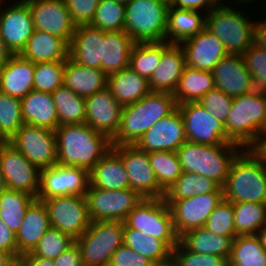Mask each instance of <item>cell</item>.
I'll list each match as a JSON object with an SVG mask.
<instances>
[{
	"label": "cell",
	"instance_id": "obj_9",
	"mask_svg": "<svg viewBox=\"0 0 266 266\" xmlns=\"http://www.w3.org/2000/svg\"><path fill=\"white\" fill-rule=\"evenodd\" d=\"M124 241V222H91L75 242L82 253L84 266H108L112 254Z\"/></svg>",
	"mask_w": 266,
	"mask_h": 266
},
{
	"label": "cell",
	"instance_id": "obj_67",
	"mask_svg": "<svg viewBox=\"0 0 266 266\" xmlns=\"http://www.w3.org/2000/svg\"><path fill=\"white\" fill-rule=\"evenodd\" d=\"M115 1H117V2H119V3H122V4H128L129 2H131L132 0H115Z\"/></svg>",
	"mask_w": 266,
	"mask_h": 266
},
{
	"label": "cell",
	"instance_id": "obj_16",
	"mask_svg": "<svg viewBox=\"0 0 266 266\" xmlns=\"http://www.w3.org/2000/svg\"><path fill=\"white\" fill-rule=\"evenodd\" d=\"M223 198V191H215L186 199L165 200L170 208L177 235L180 237L189 230L204 227L211 212Z\"/></svg>",
	"mask_w": 266,
	"mask_h": 266
},
{
	"label": "cell",
	"instance_id": "obj_55",
	"mask_svg": "<svg viewBox=\"0 0 266 266\" xmlns=\"http://www.w3.org/2000/svg\"><path fill=\"white\" fill-rule=\"evenodd\" d=\"M53 262L54 266H84L82 253L76 242L55 258Z\"/></svg>",
	"mask_w": 266,
	"mask_h": 266
},
{
	"label": "cell",
	"instance_id": "obj_24",
	"mask_svg": "<svg viewBox=\"0 0 266 266\" xmlns=\"http://www.w3.org/2000/svg\"><path fill=\"white\" fill-rule=\"evenodd\" d=\"M185 66V55L180 44L163 41L159 66L148 80L150 91L173 94Z\"/></svg>",
	"mask_w": 266,
	"mask_h": 266
},
{
	"label": "cell",
	"instance_id": "obj_69",
	"mask_svg": "<svg viewBox=\"0 0 266 266\" xmlns=\"http://www.w3.org/2000/svg\"><path fill=\"white\" fill-rule=\"evenodd\" d=\"M225 266H235V265H233V264H231V263H229V262L227 261V263H226Z\"/></svg>",
	"mask_w": 266,
	"mask_h": 266
},
{
	"label": "cell",
	"instance_id": "obj_33",
	"mask_svg": "<svg viewBox=\"0 0 266 266\" xmlns=\"http://www.w3.org/2000/svg\"><path fill=\"white\" fill-rule=\"evenodd\" d=\"M205 28L204 16L200 11L177 9L169 5L165 41L180 44Z\"/></svg>",
	"mask_w": 266,
	"mask_h": 266
},
{
	"label": "cell",
	"instance_id": "obj_44",
	"mask_svg": "<svg viewBox=\"0 0 266 266\" xmlns=\"http://www.w3.org/2000/svg\"><path fill=\"white\" fill-rule=\"evenodd\" d=\"M148 157L159 186L166 192L183 173L176 152H148Z\"/></svg>",
	"mask_w": 266,
	"mask_h": 266
},
{
	"label": "cell",
	"instance_id": "obj_58",
	"mask_svg": "<svg viewBox=\"0 0 266 266\" xmlns=\"http://www.w3.org/2000/svg\"><path fill=\"white\" fill-rule=\"evenodd\" d=\"M19 266H54V262L47 258L35 256L29 252L20 257Z\"/></svg>",
	"mask_w": 266,
	"mask_h": 266
},
{
	"label": "cell",
	"instance_id": "obj_66",
	"mask_svg": "<svg viewBox=\"0 0 266 266\" xmlns=\"http://www.w3.org/2000/svg\"><path fill=\"white\" fill-rule=\"evenodd\" d=\"M250 1L253 2V1H255V0H237L236 2H237L238 5H239L240 3H241V4H242V3L244 4V2H245V4H246V3H249Z\"/></svg>",
	"mask_w": 266,
	"mask_h": 266
},
{
	"label": "cell",
	"instance_id": "obj_30",
	"mask_svg": "<svg viewBox=\"0 0 266 266\" xmlns=\"http://www.w3.org/2000/svg\"><path fill=\"white\" fill-rule=\"evenodd\" d=\"M21 114L24 124L53 131L59 127L56 106L49 93L30 91L21 99Z\"/></svg>",
	"mask_w": 266,
	"mask_h": 266
},
{
	"label": "cell",
	"instance_id": "obj_27",
	"mask_svg": "<svg viewBox=\"0 0 266 266\" xmlns=\"http://www.w3.org/2000/svg\"><path fill=\"white\" fill-rule=\"evenodd\" d=\"M35 63L13 54L0 70V92L22 99L34 90Z\"/></svg>",
	"mask_w": 266,
	"mask_h": 266
},
{
	"label": "cell",
	"instance_id": "obj_21",
	"mask_svg": "<svg viewBox=\"0 0 266 266\" xmlns=\"http://www.w3.org/2000/svg\"><path fill=\"white\" fill-rule=\"evenodd\" d=\"M0 11V37L12 54H19L35 30L30 7L20 0Z\"/></svg>",
	"mask_w": 266,
	"mask_h": 266
},
{
	"label": "cell",
	"instance_id": "obj_25",
	"mask_svg": "<svg viewBox=\"0 0 266 266\" xmlns=\"http://www.w3.org/2000/svg\"><path fill=\"white\" fill-rule=\"evenodd\" d=\"M103 43V30L78 25L69 45V57L80 65L102 70Z\"/></svg>",
	"mask_w": 266,
	"mask_h": 266
},
{
	"label": "cell",
	"instance_id": "obj_56",
	"mask_svg": "<svg viewBox=\"0 0 266 266\" xmlns=\"http://www.w3.org/2000/svg\"><path fill=\"white\" fill-rule=\"evenodd\" d=\"M0 250L12 254L17 259L15 234L0 219Z\"/></svg>",
	"mask_w": 266,
	"mask_h": 266
},
{
	"label": "cell",
	"instance_id": "obj_68",
	"mask_svg": "<svg viewBox=\"0 0 266 266\" xmlns=\"http://www.w3.org/2000/svg\"><path fill=\"white\" fill-rule=\"evenodd\" d=\"M215 5L221 4L223 0H211Z\"/></svg>",
	"mask_w": 266,
	"mask_h": 266
},
{
	"label": "cell",
	"instance_id": "obj_60",
	"mask_svg": "<svg viewBox=\"0 0 266 266\" xmlns=\"http://www.w3.org/2000/svg\"><path fill=\"white\" fill-rule=\"evenodd\" d=\"M0 266H19V261L12 254L0 250Z\"/></svg>",
	"mask_w": 266,
	"mask_h": 266
},
{
	"label": "cell",
	"instance_id": "obj_4",
	"mask_svg": "<svg viewBox=\"0 0 266 266\" xmlns=\"http://www.w3.org/2000/svg\"><path fill=\"white\" fill-rule=\"evenodd\" d=\"M176 108L177 103L173 94L159 92H150L139 101L124 106L121 124L111 140V146L135 145L148 129Z\"/></svg>",
	"mask_w": 266,
	"mask_h": 266
},
{
	"label": "cell",
	"instance_id": "obj_62",
	"mask_svg": "<svg viewBox=\"0 0 266 266\" xmlns=\"http://www.w3.org/2000/svg\"><path fill=\"white\" fill-rule=\"evenodd\" d=\"M257 236L259 237L262 245L266 249V225L258 232Z\"/></svg>",
	"mask_w": 266,
	"mask_h": 266
},
{
	"label": "cell",
	"instance_id": "obj_49",
	"mask_svg": "<svg viewBox=\"0 0 266 266\" xmlns=\"http://www.w3.org/2000/svg\"><path fill=\"white\" fill-rule=\"evenodd\" d=\"M74 242L75 240L68 234L50 227L40 238L38 245L31 253L41 258L54 260Z\"/></svg>",
	"mask_w": 266,
	"mask_h": 266
},
{
	"label": "cell",
	"instance_id": "obj_7",
	"mask_svg": "<svg viewBox=\"0 0 266 266\" xmlns=\"http://www.w3.org/2000/svg\"><path fill=\"white\" fill-rule=\"evenodd\" d=\"M170 2L132 0L126 4L124 31L135 43L163 42Z\"/></svg>",
	"mask_w": 266,
	"mask_h": 266
},
{
	"label": "cell",
	"instance_id": "obj_40",
	"mask_svg": "<svg viewBox=\"0 0 266 266\" xmlns=\"http://www.w3.org/2000/svg\"><path fill=\"white\" fill-rule=\"evenodd\" d=\"M223 188L214 180L195 173L184 172L165 192L164 200H180L200 196Z\"/></svg>",
	"mask_w": 266,
	"mask_h": 266
},
{
	"label": "cell",
	"instance_id": "obj_43",
	"mask_svg": "<svg viewBox=\"0 0 266 266\" xmlns=\"http://www.w3.org/2000/svg\"><path fill=\"white\" fill-rule=\"evenodd\" d=\"M162 42L135 43L131 49L129 67L149 80L159 66Z\"/></svg>",
	"mask_w": 266,
	"mask_h": 266
},
{
	"label": "cell",
	"instance_id": "obj_2",
	"mask_svg": "<svg viewBox=\"0 0 266 266\" xmlns=\"http://www.w3.org/2000/svg\"><path fill=\"white\" fill-rule=\"evenodd\" d=\"M224 199L232 203L266 204V161L255 148H244L230 165L223 185Z\"/></svg>",
	"mask_w": 266,
	"mask_h": 266
},
{
	"label": "cell",
	"instance_id": "obj_42",
	"mask_svg": "<svg viewBox=\"0 0 266 266\" xmlns=\"http://www.w3.org/2000/svg\"><path fill=\"white\" fill-rule=\"evenodd\" d=\"M234 227L237 236L257 235L266 225V204L233 203Z\"/></svg>",
	"mask_w": 266,
	"mask_h": 266
},
{
	"label": "cell",
	"instance_id": "obj_18",
	"mask_svg": "<svg viewBox=\"0 0 266 266\" xmlns=\"http://www.w3.org/2000/svg\"><path fill=\"white\" fill-rule=\"evenodd\" d=\"M31 10L35 30L63 38L69 45L77 28L64 0H25Z\"/></svg>",
	"mask_w": 266,
	"mask_h": 266
},
{
	"label": "cell",
	"instance_id": "obj_14",
	"mask_svg": "<svg viewBox=\"0 0 266 266\" xmlns=\"http://www.w3.org/2000/svg\"><path fill=\"white\" fill-rule=\"evenodd\" d=\"M122 159L128 174L129 188L142 198H164L165 191L159 186L148 153L136 145L111 147Z\"/></svg>",
	"mask_w": 266,
	"mask_h": 266
},
{
	"label": "cell",
	"instance_id": "obj_61",
	"mask_svg": "<svg viewBox=\"0 0 266 266\" xmlns=\"http://www.w3.org/2000/svg\"><path fill=\"white\" fill-rule=\"evenodd\" d=\"M266 161V133L263 134L260 144L255 148Z\"/></svg>",
	"mask_w": 266,
	"mask_h": 266
},
{
	"label": "cell",
	"instance_id": "obj_51",
	"mask_svg": "<svg viewBox=\"0 0 266 266\" xmlns=\"http://www.w3.org/2000/svg\"><path fill=\"white\" fill-rule=\"evenodd\" d=\"M172 262L176 266H225L224 257L200 254L187 250L180 242L172 249Z\"/></svg>",
	"mask_w": 266,
	"mask_h": 266
},
{
	"label": "cell",
	"instance_id": "obj_20",
	"mask_svg": "<svg viewBox=\"0 0 266 266\" xmlns=\"http://www.w3.org/2000/svg\"><path fill=\"white\" fill-rule=\"evenodd\" d=\"M85 124L112 140L121 124L122 106L106 87L85 97Z\"/></svg>",
	"mask_w": 266,
	"mask_h": 266
},
{
	"label": "cell",
	"instance_id": "obj_11",
	"mask_svg": "<svg viewBox=\"0 0 266 266\" xmlns=\"http://www.w3.org/2000/svg\"><path fill=\"white\" fill-rule=\"evenodd\" d=\"M50 225L77 240L90 226L85 196H56L42 200Z\"/></svg>",
	"mask_w": 266,
	"mask_h": 266
},
{
	"label": "cell",
	"instance_id": "obj_65",
	"mask_svg": "<svg viewBox=\"0 0 266 266\" xmlns=\"http://www.w3.org/2000/svg\"><path fill=\"white\" fill-rule=\"evenodd\" d=\"M156 266H176L172 261L170 262H167V263H164V264H159V265H156Z\"/></svg>",
	"mask_w": 266,
	"mask_h": 266
},
{
	"label": "cell",
	"instance_id": "obj_35",
	"mask_svg": "<svg viewBox=\"0 0 266 266\" xmlns=\"http://www.w3.org/2000/svg\"><path fill=\"white\" fill-rule=\"evenodd\" d=\"M232 239L218 235L204 227L189 230L179 237V242L187 249L200 254L224 257L230 256Z\"/></svg>",
	"mask_w": 266,
	"mask_h": 266
},
{
	"label": "cell",
	"instance_id": "obj_46",
	"mask_svg": "<svg viewBox=\"0 0 266 266\" xmlns=\"http://www.w3.org/2000/svg\"><path fill=\"white\" fill-rule=\"evenodd\" d=\"M65 61L35 63L34 90L52 94L64 82Z\"/></svg>",
	"mask_w": 266,
	"mask_h": 266
},
{
	"label": "cell",
	"instance_id": "obj_59",
	"mask_svg": "<svg viewBox=\"0 0 266 266\" xmlns=\"http://www.w3.org/2000/svg\"><path fill=\"white\" fill-rule=\"evenodd\" d=\"M12 52L6 47L4 40L0 37V70L6 65Z\"/></svg>",
	"mask_w": 266,
	"mask_h": 266
},
{
	"label": "cell",
	"instance_id": "obj_28",
	"mask_svg": "<svg viewBox=\"0 0 266 266\" xmlns=\"http://www.w3.org/2000/svg\"><path fill=\"white\" fill-rule=\"evenodd\" d=\"M69 49V44L63 38L34 30L19 55L34 63L66 61L69 58Z\"/></svg>",
	"mask_w": 266,
	"mask_h": 266
},
{
	"label": "cell",
	"instance_id": "obj_3",
	"mask_svg": "<svg viewBox=\"0 0 266 266\" xmlns=\"http://www.w3.org/2000/svg\"><path fill=\"white\" fill-rule=\"evenodd\" d=\"M224 125L229 143L256 148L266 132V91L235 97Z\"/></svg>",
	"mask_w": 266,
	"mask_h": 266
},
{
	"label": "cell",
	"instance_id": "obj_50",
	"mask_svg": "<svg viewBox=\"0 0 266 266\" xmlns=\"http://www.w3.org/2000/svg\"><path fill=\"white\" fill-rule=\"evenodd\" d=\"M242 56L251 74L254 88L266 91V50L252 44Z\"/></svg>",
	"mask_w": 266,
	"mask_h": 266
},
{
	"label": "cell",
	"instance_id": "obj_45",
	"mask_svg": "<svg viewBox=\"0 0 266 266\" xmlns=\"http://www.w3.org/2000/svg\"><path fill=\"white\" fill-rule=\"evenodd\" d=\"M126 5L115 0H100L93 20L92 27L106 32L124 30Z\"/></svg>",
	"mask_w": 266,
	"mask_h": 266
},
{
	"label": "cell",
	"instance_id": "obj_36",
	"mask_svg": "<svg viewBox=\"0 0 266 266\" xmlns=\"http://www.w3.org/2000/svg\"><path fill=\"white\" fill-rule=\"evenodd\" d=\"M214 88L212 72L201 71L186 65L173 96L177 105L198 102L204 94Z\"/></svg>",
	"mask_w": 266,
	"mask_h": 266
},
{
	"label": "cell",
	"instance_id": "obj_52",
	"mask_svg": "<svg viewBox=\"0 0 266 266\" xmlns=\"http://www.w3.org/2000/svg\"><path fill=\"white\" fill-rule=\"evenodd\" d=\"M232 97L225 94L223 91L214 88L202 96L198 101L208 113L214 118L220 120L223 124L226 123L231 106L233 104Z\"/></svg>",
	"mask_w": 266,
	"mask_h": 266
},
{
	"label": "cell",
	"instance_id": "obj_15",
	"mask_svg": "<svg viewBox=\"0 0 266 266\" xmlns=\"http://www.w3.org/2000/svg\"><path fill=\"white\" fill-rule=\"evenodd\" d=\"M90 185L89 171L81 167L55 164L41 169L40 188L36 199L56 196H85Z\"/></svg>",
	"mask_w": 266,
	"mask_h": 266
},
{
	"label": "cell",
	"instance_id": "obj_47",
	"mask_svg": "<svg viewBox=\"0 0 266 266\" xmlns=\"http://www.w3.org/2000/svg\"><path fill=\"white\" fill-rule=\"evenodd\" d=\"M23 125L21 99L0 92V132L9 141Z\"/></svg>",
	"mask_w": 266,
	"mask_h": 266
},
{
	"label": "cell",
	"instance_id": "obj_31",
	"mask_svg": "<svg viewBox=\"0 0 266 266\" xmlns=\"http://www.w3.org/2000/svg\"><path fill=\"white\" fill-rule=\"evenodd\" d=\"M108 76L100 69L86 67L73 61H65L64 82L78 96L88 97L107 87Z\"/></svg>",
	"mask_w": 266,
	"mask_h": 266
},
{
	"label": "cell",
	"instance_id": "obj_17",
	"mask_svg": "<svg viewBox=\"0 0 266 266\" xmlns=\"http://www.w3.org/2000/svg\"><path fill=\"white\" fill-rule=\"evenodd\" d=\"M0 170L7 189L23 191L37 197L41 170L9 142L0 149Z\"/></svg>",
	"mask_w": 266,
	"mask_h": 266
},
{
	"label": "cell",
	"instance_id": "obj_19",
	"mask_svg": "<svg viewBox=\"0 0 266 266\" xmlns=\"http://www.w3.org/2000/svg\"><path fill=\"white\" fill-rule=\"evenodd\" d=\"M186 141L182 115L176 108L148 129L135 145L147 153L176 152Z\"/></svg>",
	"mask_w": 266,
	"mask_h": 266
},
{
	"label": "cell",
	"instance_id": "obj_37",
	"mask_svg": "<svg viewBox=\"0 0 266 266\" xmlns=\"http://www.w3.org/2000/svg\"><path fill=\"white\" fill-rule=\"evenodd\" d=\"M123 243L155 265L172 261V249L163 240L147 236L136 229L124 228Z\"/></svg>",
	"mask_w": 266,
	"mask_h": 266
},
{
	"label": "cell",
	"instance_id": "obj_41",
	"mask_svg": "<svg viewBox=\"0 0 266 266\" xmlns=\"http://www.w3.org/2000/svg\"><path fill=\"white\" fill-rule=\"evenodd\" d=\"M228 262L235 266H266V249L257 235L237 236Z\"/></svg>",
	"mask_w": 266,
	"mask_h": 266
},
{
	"label": "cell",
	"instance_id": "obj_1",
	"mask_svg": "<svg viewBox=\"0 0 266 266\" xmlns=\"http://www.w3.org/2000/svg\"><path fill=\"white\" fill-rule=\"evenodd\" d=\"M55 134L59 165L90 171L112 147L105 134L85 123L59 126Z\"/></svg>",
	"mask_w": 266,
	"mask_h": 266
},
{
	"label": "cell",
	"instance_id": "obj_32",
	"mask_svg": "<svg viewBox=\"0 0 266 266\" xmlns=\"http://www.w3.org/2000/svg\"><path fill=\"white\" fill-rule=\"evenodd\" d=\"M107 87L122 107L139 101L151 92L148 80L130 67L110 74Z\"/></svg>",
	"mask_w": 266,
	"mask_h": 266
},
{
	"label": "cell",
	"instance_id": "obj_6",
	"mask_svg": "<svg viewBox=\"0 0 266 266\" xmlns=\"http://www.w3.org/2000/svg\"><path fill=\"white\" fill-rule=\"evenodd\" d=\"M247 16L235 7L218 4L205 14V28L223 42L228 54L242 55L253 44L255 20Z\"/></svg>",
	"mask_w": 266,
	"mask_h": 266
},
{
	"label": "cell",
	"instance_id": "obj_26",
	"mask_svg": "<svg viewBox=\"0 0 266 266\" xmlns=\"http://www.w3.org/2000/svg\"><path fill=\"white\" fill-rule=\"evenodd\" d=\"M50 227L46 206L43 201L35 199L26 210L21 227L15 234L18 261L22 255L35 249Z\"/></svg>",
	"mask_w": 266,
	"mask_h": 266
},
{
	"label": "cell",
	"instance_id": "obj_53",
	"mask_svg": "<svg viewBox=\"0 0 266 266\" xmlns=\"http://www.w3.org/2000/svg\"><path fill=\"white\" fill-rule=\"evenodd\" d=\"M73 22L89 25L94 18L100 0H64Z\"/></svg>",
	"mask_w": 266,
	"mask_h": 266
},
{
	"label": "cell",
	"instance_id": "obj_12",
	"mask_svg": "<svg viewBox=\"0 0 266 266\" xmlns=\"http://www.w3.org/2000/svg\"><path fill=\"white\" fill-rule=\"evenodd\" d=\"M9 143L40 170L57 164V140L53 130L24 124Z\"/></svg>",
	"mask_w": 266,
	"mask_h": 266
},
{
	"label": "cell",
	"instance_id": "obj_8",
	"mask_svg": "<svg viewBox=\"0 0 266 266\" xmlns=\"http://www.w3.org/2000/svg\"><path fill=\"white\" fill-rule=\"evenodd\" d=\"M124 228L163 240L171 249L179 243L172 214L164 198H143L127 215Z\"/></svg>",
	"mask_w": 266,
	"mask_h": 266
},
{
	"label": "cell",
	"instance_id": "obj_57",
	"mask_svg": "<svg viewBox=\"0 0 266 266\" xmlns=\"http://www.w3.org/2000/svg\"><path fill=\"white\" fill-rule=\"evenodd\" d=\"M170 5L177 9H185V10H194L200 11L205 8L209 13L215 6V4L211 0H171Z\"/></svg>",
	"mask_w": 266,
	"mask_h": 266
},
{
	"label": "cell",
	"instance_id": "obj_13",
	"mask_svg": "<svg viewBox=\"0 0 266 266\" xmlns=\"http://www.w3.org/2000/svg\"><path fill=\"white\" fill-rule=\"evenodd\" d=\"M188 142L203 145H232L227 140L225 125L214 118L199 102L177 105Z\"/></svg>",
	"mask_w": 266,
	"mask_h": 266
},
{
	"label": "cell",
	"instance_id": "obj_54",
	"mask_svg": "<svg viewBox=\"0 0 266 266\" xmlns=\"http://www.w3.org/2000/svg\"><path fill=\"white\" fill-rule=\"evenodd\" d=\"M108 266H156L150 259L135 252L124 243L112 254Z\"/></svg>",
	"mask_w": 266,
	"mask_h": 266
},
{
	"label": "cell",
	"instance_id": "obj_10",
	"mask_svg": "<svg viewBox=\"0 0 266 266\" xmlns=\"http://www.w3.org/2000/svg\"><path fill=\"white\" fill-rule=\"evenodd\" d=\"M85 199L91 222H124L143 198L131 188L111 191L89 186Z\"/></svg>",
	"mask_w": 266,
	"mask_h": 266
},
{
	"label": "cell",
	"instance_id": "obj_23",
	"mask_svg": "<svg viewBox=\"0 0 266 266\" xmlns=\"http://www.w3.org/2000/svg\"><path fill=\"white\" fill-rule=\"evenodd\" d=\"M212 74L215 88L232 98L255 90L242 55L227 54L213 68Z\"/></svg>",
	"mask_w": 266,
	"mask_h": 266
},
{
	"label": "cell",
	"instance_id": "obj_48",
	"mask_svg": "<svg viewBox=\"0 0 266 266\" xmlns=\"http://www.w3.org/2000/svg\"><path fill=\"white\" fill-rule=\"evenodd\" d=\"M204 228L218 235L230 237L234 240L237 237L234 227V207L233 203L223 200L211 212Z\"/></svg>",
	"mask_w": 266,
	"mask_h": 266
},
{
	"label": "cell",
	"instance_id": "obj_34",
	"mask_svg": "<svg viewBox=\"0 0 266 266\" xmlns=\"http://www.w3.org/2000/svg\"><path fill=\"white\" fill-rule=\"evenodd\" d=\"M134 44L132 37L124 30L104 31L102 71L109 76L128 68Z\"/></svg>",
	"mask_w": 266,
	"mask_h": 266
},
{
	"label": "cell",
	"instance_id": "obj_64",
	"mask_svg": "<svg viewBox=\"0 0 266 266\" xmlns=\"http://www.w3.org/2000/svg\"><path fill=\"white\" fill-rule=\"evenodd\" d=\"M9 141L4 137V135L0 132V149L5 146Z\"/></svg>",
	"mask_w": 266,
	"mask_h": 266
},
{
	"label": "cell",
	"instance_id": "obj_22",
	"mask_svg": "<svg viewBox=\"0 0 266 266\" xmlns=\"http://www.w3.org/2000/svg\"><path fill=\"white\" fill-rule=\"evenodd\" d=\"M185 55L186 65L201 71H213V68L228 53L223 42L204 28L195 36L180 43Z\"/></svg>",
	"mask_w": 266,
	"mask_h": 266
},
{
	"label": "cell",
	"instance_id": "obj_29",
	"mask_svg": "<svg viewBox=\"0 0 266 266\" xmlns=\"http://www.w3.org/2000/svg\"><path fill=\"white\" fill-rule=\"evenodd\" d=\"M91 187L105 190L129 188L128 174L121 157L111 148L89 171Z\"/></svg>",
	"mask_w": 266,
	"mask_h": 266
},
{
	"label": "cell",
	"instance_id": "obj_39",
	"mask_svg": "<svg viewBox=\"0 0 266 266\" xmlns=\"http://www.w3.org/2000/svg\"><path fill=\"white\" fill-rule=\"evenodd\" d=\"M36 198L29 193L6 189L0 195V219L16 234L29 205Z\"/></svg>",
	"mask_w": 266,
	"mask_h": 266
},
{
	"label": "cell",
	"instance_id": "obj_5",
	"mask_svg": "<svg viewBox=\"0 0 266 266\" xmlns=\"http://www.w3.org/2000/svg\"><path fill=\"white\" fill-rule=\"evenodd\" d=\"M242 149L236 143L232 145H203L186 141L176 151V154L184 172L208 177L223 187L230 165Z\"/></svg>",
	"mask_w": 266,
	"mask_h": 266
},
{
	"label": "cell",
	"instance_id": "obj_63",
	"mask_svg": "<svg viewBox=\"0 0 266 266\" xmlns=\"http://www.w3.org/2000/svg\"><path fill=\"white\" fill-rule=\"evenodd\" d=\"M7 189V185L5 182V178L3 177V174L0 170V195L2 192H4Z\"/></svg>",
	"mask_w": 266,
	"mask_h": 266
},
{
	"label": "cell",
	"instance_id": "obj_38",
	"mask_svg": "<svg viewBox=\"0 0 266 266\" xmlns=\"http://www.w3.org/2000/svg\"><path fill=\"white\" fill-rule=\"evenodd\" d=\"M59 126L85 123V98L78 96L64 84L52 94Z\"/></svg>",
	"mask_w": 266,
	"mask_h": 266
}]
</instances>
